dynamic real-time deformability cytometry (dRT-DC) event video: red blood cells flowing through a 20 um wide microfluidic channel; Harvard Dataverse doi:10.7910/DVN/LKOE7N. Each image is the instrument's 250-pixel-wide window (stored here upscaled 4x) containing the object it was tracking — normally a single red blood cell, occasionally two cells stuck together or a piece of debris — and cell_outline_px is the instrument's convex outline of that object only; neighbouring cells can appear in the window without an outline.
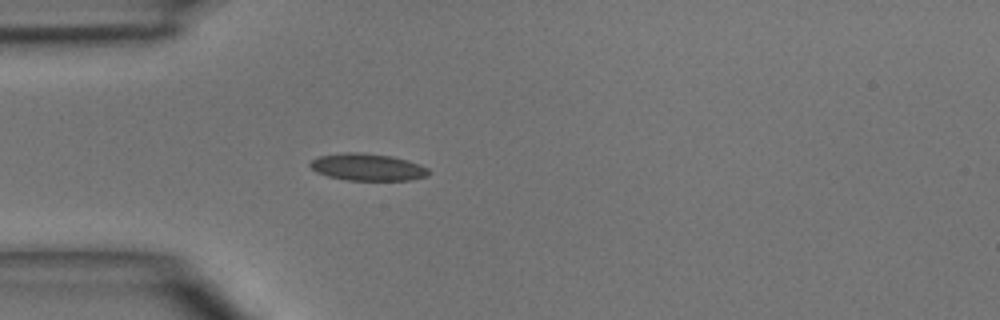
{"species": "common noctule bat (a hibernating species)", "species_latin": "Nyctalus noctula", "temperature_condition": "room temperature", "stored_images_in_passage": 3, "camera_frame_rate_fps": 3000, "um_per_image_px": 0.085, "animal": {"sex": "male", "body_mass_g": 15.6}, "frame": {"image": 1, "passage_image": 3, "time_ms": 3.0, "image_size_px": [1000, 320], "cell_outline_px": [[432, 172], [428, 176], [408, 180], [348, 180], [328, 176], [316, 172], [308, 164], [312, 160], [320, 156], [344, 152], [360, 152], [392, 156], [408, 160], [420, 164], [428, 168]], "centroid_in_image_um": [31.28, 14.2], "position_along_channel_um": 53.7, "area_um2": 18.79}}